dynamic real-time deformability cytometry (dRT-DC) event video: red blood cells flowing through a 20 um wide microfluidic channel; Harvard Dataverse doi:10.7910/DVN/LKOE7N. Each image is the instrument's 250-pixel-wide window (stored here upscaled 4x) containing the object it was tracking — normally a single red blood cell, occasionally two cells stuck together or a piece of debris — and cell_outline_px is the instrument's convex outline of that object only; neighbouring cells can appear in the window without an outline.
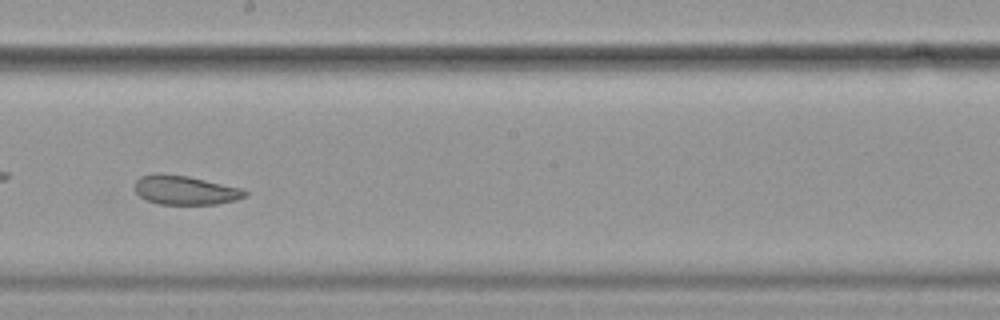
{"species": "common noctule bat (a hibernating species)", "species_latin": "Nyctalus noctula", "temperature_condition": "cold", "stored_images_in_passage": 59, "camera_frame_rate_fps": 3000, "um_per_image_px": 0.085, "animal": {"sex": "female", "body_mass_g": 19.9}, "frame": {"image": 1, "passage_image": 34, "time_ms": 11.0, "image_size_px": [1000, 320], "cell_outline_px": [[248, 196], [236, 200], [216, 204], [160, 204], [148, 200], [140, 196], [136, 192], [136, 180], [140, 176], [152, 172], [160, 172], [188, 176], [240, 188], [248, 192]], "centroid_in_image_um": [15.73, 16.14], "position_along_channel_um": 232.5, "area_um2": 18.73}, "authors_computed_cell_mechanics": {"area_um2": 24.0448, "velocity_mm_per_s": 3.559, "shape_relaxation_time_tau1_ms": 10.5205, "shape_relaxation_time_tau2_ms": 4.877, "deformation_change_tau1": 0.1496, "deformation_change_tau2": 0.1157}}